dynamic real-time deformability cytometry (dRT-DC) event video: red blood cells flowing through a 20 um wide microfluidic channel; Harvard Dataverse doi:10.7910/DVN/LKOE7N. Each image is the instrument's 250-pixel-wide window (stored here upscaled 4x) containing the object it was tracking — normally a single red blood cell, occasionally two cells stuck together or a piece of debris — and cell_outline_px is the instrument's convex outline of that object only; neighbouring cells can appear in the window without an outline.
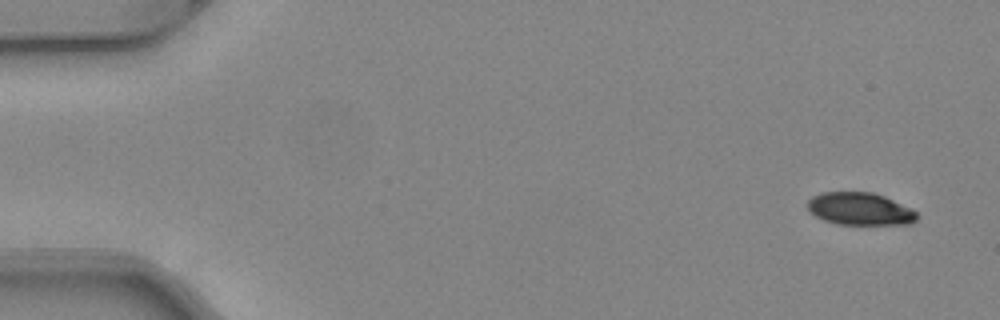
{"species": "common noctule bat (a hibernating species)", "species_latin": "Nyctalus noctula", "temperature_condition": "warm", "stored_images_in_passage": 49, "camera_frame_rate_fps": 3000, "um_per_image_px": 0.085, "animal": {"sex": "female", "body_mass_g": 24.6, "forearm_length_mm": 56.2}, "frame": {"image": 1, "passage_image": 1, "time_ms": 0.0, "image_size_px": [1000, 320], "cell_outline_px": [[916, 220], [908, 224], [836, 224], [824, 220], [808, 212], [808, 200], [812, 196], [820, 192], [872, 192], [884, 196], [912, 208], [916, 212]], "centroid_in_image_um": [73.06, 17.75], "position_along_channel_um": 11.9, "area_um2": 20.75}}
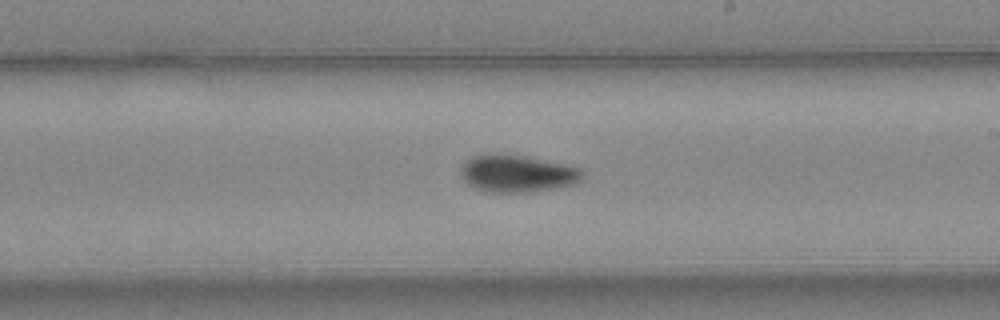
{"frame": {"image": 2, "passage_image": 28, "time_ms": 9.0, "image_size_px": [1000, 320], "cell_outline_px": [[584, 176], [576, 184], [560, 188], [524, 192], [488, 192], [476, 188], [468, 184], [464, 180], [460, 172], [460, 168], [472, 156], [524, 156], [564, 164], [580, 168], [584, 172]], "centroid_in_image_um": [44.03, 14.79], "position_along_channel_um": 245.0, "area_um2": 25.84}}
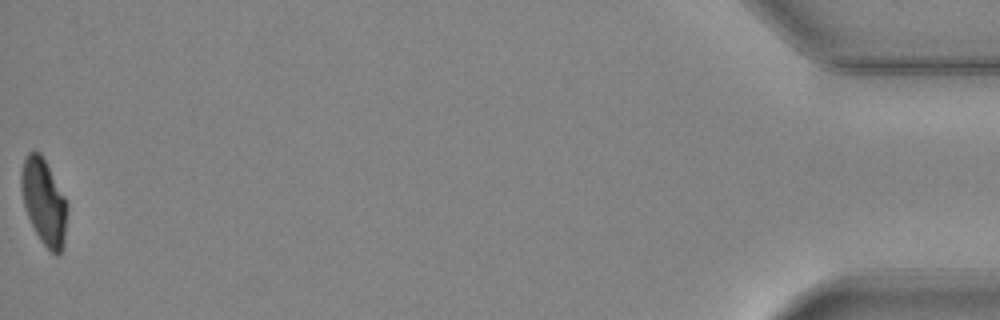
{"frame": {"image": 3, "passage_image": 49, "time_ms": 16.0, "image_size_px": [1000, 320], "cell_outline_px": [[68, 204], [64, 244], [60, 252], [56, 256], [48, 252], [40, 240], [28, 216], [24, 204], [20, 188], [20, 172], [24, 160], [28, 152], [40, 152], [64, 196]], "centroid_in_image_um": [3.73, 17.19], "position_along_channel_um": 431.5, "area_um2": 22.95}, "authors_computed_cell_mechanics": {"area_um2": 25.0274, "velocity_mm_per_s": 4.0844, "shape_relaxation_time_tau1_ms": 3.6528, "shape_relaxation_time_tau2_ms": 2.8542, "deformation_change_tau1": 0.1429, "deformation_change_tau2": 0.0623}}